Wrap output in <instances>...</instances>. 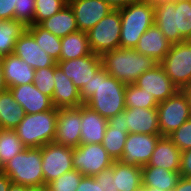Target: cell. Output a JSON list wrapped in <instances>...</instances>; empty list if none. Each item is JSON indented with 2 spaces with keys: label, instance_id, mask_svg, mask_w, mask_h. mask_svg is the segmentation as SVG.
Wrapping results in <instances>:
<instances>
[{
  "label": "cell",
  "instance_id": "obj_1",
  "mask_svg": "<svg viewBox=\"0 0 191 191\" xmlns=\"http://www.w3.org/2000/svg\"><path fill=\"white\" fill-rule=\"evenodd\" d=\"M127 84L109 75L102 67L80 90L82 103L108 120L118 119L126 109Z\"/></svg>",
  "mask_w": 191,
  "mask_h": 191
},
{
  "label": "cell",
  "instance_id": "obj_2",
  "mask_svg": "<svg viewBox=\"0 0 191 191\" xmlns=\"http://www.w3.org/2000/svg\"><path fill=\"white\" fill-rule=\"evenodd\" d=\"M154 24L171 44L191 40V0H169L154 5Z\"/></svg>",
  "mask_w": 191,
  "mask_h": 191
},
{
  "label": "cell",
  "instance_id": "obj_3",
  "mask_svg": "<svg viewBox=\"0 0 191 191\" xmlns=\"http://www.w3.org/2000/svg\"><path fill=\"white\" fill-rule=\"evenodd\" d=\"M101 62L109 75L125 84H134L139 76L159 64L134 48H117L106 52L101 56Z\"/></svg>",
  "mask_w": 191,
  "mask_h": 191
},
{
  "label": "cell",
  "instance_id": "obj_4",
  "mask_svg": "<svg viewBox=\"0 0 191 191\" xmlns=\"http://www.w3.org/2000/svg\"><path fill=\"white\" fill-rule=\"evenodd\" d=\"M119 10L120 48H135L143 33L154 25V6L149 2L138 0Z\"/></svg>",
  "mask_w": 191,
  "mask_h": 191
},
{
  "label": "cell",
  "instance_id": "obj_5",
  "mask_svg": "<svg viewBox=\"0 0 191 191\" xmlns=\"http://www.w3.org/2000/svg\"><path fill=\"white\" fill-rule=\"evenodd\" d=\"M58 118V109L25 114L20 124L14 129L26 148L42 147L53 142Z\"/></svg>",
  "mask_w": 191,
  "mask_h": 191
},
{
  "label": "cell",
  "instance_id": "obj_6",
  "mask_svg": "<svg viewBox=\"0 0 191 191\" xmlns=\"http://www.w3.org/2000/svg\"><path fill=\"white\" fill-rule=\"evenodd\" d=\"M2 172L14 184L31 188L44 187L41 147L25 148L3 166Z\"/></svg>",
  "mask_w": 191,
  "mask_h": 191
},
{
  "label": "cell",
  "instance_id": "obj_7",
  "mask_svg": "<svg viewBox=\"0 0 191 191\" xmlns=\"http://www.w3.org/2000/svg\"><path fill=\"white\" fill-rule=\"evenodd\" d=\"M121 14L113 9L87 32L91 51L98 56L120 48Z\"/></svg>",
  "mask_w": 191,
  "mask_h": 191
},
{
  "label": "cell",
  "instance_id": "obj_8",
  "mask_svg": "<svg viewBox=\"0 0 191 191\" xmlns=\"http://www.w3.org/2000/svg\"><path fill=\"white\" fill-rule=\"evenodd\" d=\"M161 136H169L191 118L189 102L182 90H178L157 106Z\"/></svg>",
  "mask_w": 191,
  "mask_h": 191
},
{
  "label": "cell",
  "instance_id": "obj_9",
  "mask_svg": "<svg viewBox=\"0 0 191 191\" xmlns=\"http://www.w3.org/2000/svg\"><path fill=\"white\" fill-rule=\"evenodd\" d=\"M179 90L191 83V40L172 44L159 63Z\"/></svg>",
  "mask_w": 191,
  "mask_h": 191
},
{
  "label": "cell",
  "instance_id": "obj_10",
  "mask_svg": "<svg viewBox=\"0 0 191 191\" xmlns=\"http://www.w3.org/2000/svg\"><path fill=\"white\" fill-rule=\"evenodd\" d=\"M102 144H80L73 148V167L83 176H94L113 165Z\"/></svg>",
  "mask_w": 191,
  "mask_h": 191
},
{
  "label": "cell",
  "instance_id": "obj_11",
  "mask_svg": "<svg viewBox=\"0 0 191 191\" xmlns=\"http://www.w3.org/2000/svg\"><path fill=\"white\" fill-rule=\"evenodd\" d=\"M44 187L49 182L70 172L73 167V148L50 142L41 147Z\"/></svg>",
  "mask_w": 191,
  "mask_h": 191
},
{
  "label": "cell",
  "instance_id": "obj_12",
  "mask_svg": "<svg viewBox=\"0 0 191 191\" xmlns=\"http://www.w3.org/2000/svg\"><path fill=\"white\" fill-rule=\"evenodd\" d=\"M82 104L75 108L58 109L53 142L76 148L81 144Z\"/></svg>",
  "mask_w": 191,
  "mask_h": 191
},
{
  "label": "cell",
  "instance_id": "obj_13",
  "mask_svg": "<svg viewBox=\"0 0 191 191\" xmlns=\"http://www.w3.org/2000/svg\"><path fill=\"white\" fill-rule=\"evenodd\" d=\"M161 135L129 133L120 162L143 167L148 164Z\"/></svg>",
  "mask_w": 191,
  "mask_h": 191
},
{
  "label": "cell",
  "instance_id": "obj_14",
  "mask_svg": "<svg viewBox=\"0 0 191 191\" xmlns=\"http://www.w3.org/2000/svg\"><path fill=\"white\" fill-rule=\"evenodd\" d=\"M57 65L79 90L102 68L101 56L95 53L77 59L58 61Z\"/></svg>",
  "mask_w": 191,
  "mask_h": 191
},
{
  "label": "cell",
  "instance_id": "obj_15",
  "mask_svg": "<svg viewBox=\"0 0 191 191\" xmlns=\"http://www.w3.org/2000/svg\"><path fill=\"white\" fill-rule=\"evenodd\" d=\"M79 31L88 32L114 8L104 0H70Z\"/></svg>",
  "mask_w": 191,
  "mask_h": 191
},
{
  "label": "cell",
  "instance_id": "obj_16",
  "mask_svg": "<svg viewBox=\"0 0 191 191\" xmlns=\"http://www.w3.org/2000/svg\"><path fill=\"white\" fill-rule=\"evenodd\" d=\"M134 84L145 89L148 94H153L157 103L163 102L179 90L160 64L144 72Z\"/></svg>",
  "mask_w": 191,
  "mask_h": 191
},
{
  "label": "cell",
  "instance_id": "obj_17",
  "mask_svg": "<svg viewBox=\"0 0 191 191\" xmlns=\"http://www.w3.org/2000/svg\"><path fill=\"white\" fill-rule=\"evenodd\" d=\"M118 120L129 133L161 135L156 108H126Z\"/></svg>",
  "mask_w": 191,
  "mask_h": 191
},
{
  "label": "cell",
  "instance_id": "obj_18",
  "mask_svg": "<svg viewBox=\"0 0 191 191\" xmlns=\"http://www.w3.org/2000/svg\"><path fill=\"white\" fill-rule=\"evenodd\" d=\"M13 53L34 70L52 67L57 63L39 47L27 30L16 40Z\"/></svg>",
  "mask_w": 191,
  "mask_h": 191
},
{
  "label": "cell",
  "instance_id": "obj_19",
  "mask_svg": "<svg viewBox=\"0 0 191 191\" xmlns=\"http://www.w3.org/2000/svg\"><path fill=\"white\" fill-rule=\"evenodd\" d=\"M54 80L55 86L51 99L53 107L57 109L75 108L83 104L80 90L63 73L57 63L54 65Z\"/></svg>",
  "mask_w": 191,
  "mask_h": 191
},
{
  "label": "cell",
  "instance_id": "obj_20",
  "mask_svg": "<svg viewBox=\"0 0 191 191\" xmlns=\"http://www.w3.org/2000/svg\"><path fill=\"white\" fill-rule=\"evenodd\" d=\"M9 90L25 114L44 112L53 108L51 98L39 91L33 83L11 87Z\"/></svg>",
  "mask_w": 191,
  "mask_h": 191
},
{
  "label": "cell",
  "instance_id": "obj_21",
  "mask_svg": "<svg viewBox=\"0 0 191 191\" xmlns=\"http://www.w3.org/2000/svg\"><path fill=\"white\" fill-rule=\"evenodd\" d=\"M1 68L7 89L34 82L35 70L14 53L1 57Z\"/></svg>",
  "mask_w": 191,
  "mask_h": 191
},
{
  "label": "cell",
  "instance_id": "obj_22",
  "mask_svg": "<svg viewBox=\"0 0 191 191\" xmlns=\"http://www.w3.org/2000/svg\"><path fill=\"white\" fill-rule=\"evenodd\" d=\"M171 46L172 44L154 24L143 33L134 49L160 63L170 51Z\"/></svg>",
  "mask_w": 191,
  "mask_h": 191
},
{
  "label": "cell",
  "instance_id": "obj_23",
  "mask_svg": "<svg viewBox=\"0 0 191 191\" xmlns=\"http://www.w3.org/2000/svg\"><path fill=\"white\" fill-rule=\"evenodd\" d=\"M108 119L82 104L81 144H102Z\"/></svg>",
  "mask_w": 191,
  "mask_h": 191
},
{
  "label": "cell",
  "instance_id": "obj_24",
  "mask_svg": "<svg viewBox=\"0 0 191 191\" xmlns=\"http://www.w3.org/2000/svg\"><path fill=\"white\" fill-rule=\"evenodd\" d=\"M182 151L168 136H161L156 143L151 159L145 166L162 167L166 170L179 172Z\"/></svg>",
  "mask_w": 191,
  "mask_h": 191
},
{
  "label": "cell",
  "instance_id": "obj_25",
  "mask_svg": "<svg viewBox=\"0 0 191 191\" xmlns=\"http://www.w3.org/2000/svg\"><path fill=\"white\" fill-rule=\"evenodd\" d=\"M181 174L166 170L162 167L143 166L142 186L157 188L163 191H173L177 186Z\"/></svg>",
  "mask_w": 191,
  "mask_h": 191
},
{
  "label": "cell",
  "instance_id": "obj_26",
  "mask_svg": "<svg viewBox=\"0 0 191 191\" xmlns=\"http://www.w3.org/2000/svg\"><path fill=\"white\" fill-rule=\"evenodd\" d=\"M128 134L127 127L118 119L108 121L102 145L114 161L121 159Z\"/></svg>",
  "mask_w": 191,
  "mask_h": 191
},
{
  "label": "cell",
  "instance_id": "obj_27",
  "mask_svg": "<svg viewBox=\"0 0 191 191\" xmlns=\"http://www.w3.org/2000/svg\"><path fill=\"white\" fill-rule=\"evenodd\" d=\"M113 180L116 191H135L142 186V167L114 161Z\"/></svg>",
  "mask_w": 191,
  "mask_h": 191
},
{
  "label": "cell",
  "instance_id": "obj_28",
  "mask_svg": "<svg viewBox=\"0 0 191 191\" xmlns=\"http://www.w3.org/2000/svg\"><path fill=\"white\" fill-rule=\"evenodd\" d=\"M39 25L59 38L79 31L73 10L68 4L50 18L42 21Z\"/></svg>",
  "mask_w": 191,
  "mask_h": 191
},
{
  "label": "cell",
  "instance_id": "obj_29",
  "mask_svg": "<svg viewBox=\"0 0 191 191\" xmlns=\"http://www.w3.org/2000/svg\"><path fill=\"white\" fill-rule=\"evenodd\" d=\"M25 116V111L9 89L0 92V129L14 130Z\"/></svg>",
  "mask_w": 191,
  "mask_h": 191
},
{
  "label": "cell",
  "instance_id": "obj_30",
  "mask_svg": "<svg viewBox=\"0 0 191 191\" xmlns=\"http://www.w3.org/2000/svg\"><path fill=\"white\" fill-rule=\"evenodd\" d=\"M91 53L87 32L77 31L61 38L60 61L81 58Z\"/></svg>",
  "mask_w": 191,
  "mask_h": 191
},
{
  "label": "cell",
  "instance_id": "obj_31",
  "mask_svg": "<svg viewBox=\"0 0 191 191\" xmlns=\"http://www.w3.org/2000/svg\"><path fill=\"white\" fill-rule=\"evenodd\" d=\"M26 28L22 22L16 19L0 20V57L13 53L16 40Z\"/></svg>",
  "mask_w": 191,
  "mask_h": 191
},
{
  "label": "cell",
  "instance_id": "obj_32",
  "mask_svg": "<svg viewBox=\"0 0 191 191\" xmlns=\"http://www.w3.org/2000/svg\"><path fill=\"white\" fill-rule=\"evenodd\" d=\"M39 47L56 62L60 61L61 38L42 28L39 24L27 26Z\"/></svg>",
  "mask_w": 191,
  "mask_h": 191
},
{
  "label": "cell",
  "instance_id": "obj_33",
  "mask_svg": "<svg viewBox=\"0 0 191 191\" xmlns=\"http://www.w3.org/2000/svg\"><path fill=\"white\" fill-rule=\"evenodd\" d=\"M25 148L15 130L0 129V163L2 167Z\"/></svg>",
  "mask_w": 191,
  "mask_h": 191
},
{
  "label": "cell",
  "instance_id": "obj_34",
  "mask_svg": "<svg viewBox=\"0 0 191 191\" xmlns=\"http://www.w3.org/2000/svg\"><path fill=\"white\" fill-rule=\"evenodd\" d=\"M126 108H157L158 103L153 94L147 93L145 89L139 88L135 84H127L125 89Z\"/></svg>",
  "mask_w": 191,
  "mask_h": 191
},
{
  "label": "cell",
  "instance_id": "obj_35",
  "mask_svg": "<svg viewBox=\"0 0 191 191\" xmlns=\"http://www.w3.org/2000/svg\"><path fill=\"white\" fill-rule=\"evenodd\" d=\"M67 4L66 0H35L34 24H40L50 18Z\"/></svg>",
  "mask_w": 191,
  "mask_h": 191
},
{
  "label": "cell",
  "instance_id": "obj_36",
  "mask_svg": "<svg viewBox=\"0 0 191 191\" xmlns=\"http://www.w3.org/2000/svg\"><path fill=\"white\" fill-rule=\"evenodd\" d=\"M82 177L81 173L73 169L46 184V191H76Z\"/></svg>",
  "mask_w": 191,
  "mask_h": 191
},
{
  "label": "cell",
  "instance_id": "obj_37",
  "mask_svg": "<svg viewBox=\"0 0 191 191\" xmlns=\"http://www.w3.org/2000/svg\"><path fill=\"white\" fill-rule=\"evenodd\" d=\"M33 84L39 91L52 99L55 86L54 66L35 70Z\"/></svg>",
  "mask_w": 191,
  "mask_h": 191
},
{
  "label": "cell",
  "instance_id": "obj_38",
  "mask_svg": "<svg viewBox=\"0 0 191 191\" xmlns=\"http://www.w3.org/2000/svg\"><path fill=\"white\" fill-rule=\"evenodd\" d=\"M35 0H17L14 8V19L26 27L34 25Z\"/></svg>",
  "mask_w": 191,
  "mask_h": 191
},
{
  "label": "cell",
  "instance_id": "obj_39",
  "mask_svg": "<svg viewBox=\"0 0 191 191\" xmlns=\"http://www.w3.org/2000/svg\"><path fill=\"white\" fill-rule=\"evenodd\" d=\"M168 137L181 151L191 149V118Z\"/></svg>",
  "mask_w": 191,
  "mask_h": 191
},
{
  "label": "cell",
  "instance_id": "obj_40",
  "mask_svg": "<svg viewBox=\"0 0 191 191\" xmlns=\"http://www.w3.org/2000/svg\"><path fill=\"white\" fill-rule=\"evenodd\" d=\"M100 182L102 191H116L115 180H113V165L93 176Z\"/></svg>",
  "mask_w": 191,
  "mask_h": 191
},
{
  "label": "cell",
  "instance_id": "obj_41",
  "mask_svg": "<svg viewBox=\"0 0 191 191\" xmlns=\"http://www.w3.org/2000/svg\"><path fill=\"white\" fill-rule=\"evenodd\" d=\"M17 0H0V20L14 19V8Z\"/></svg>",
  "mask_w": 191,
  "mask_h": 191
},
{
  "label": "cell",
  "instance_id": "obj_42",
  "mask_svg": "<svg viewBox=\"0 0 191 191\" xmlns=\"http://www.w3.org/2000/svg\"><path fill=\"white\" fill-rule=\"evenodd\" d=\"M76 191H102L100 182L92 176H83Z\"/></svg>",
  "mask_w": 191,
  "mask_h": 191
},
{
  "label": "cell",
  "instance_id": "obj_43",
  "mask_svg": "<svg viewBox=\"0 0 191 191\" xmlns=\"http://www.w3.org/2000/svg\"><path fill=\"white\" fill-rule=\"evenodd\" d=\"M179 173L183 177H191V149L182 151Z\"/></svg>",
  "mask_w": 191,
  "mask_h": 191
},
{
  "label": "cell",
  "instance_id": "obj_44",
  "mask_svg": "<svg viewBox=\"0 0 191 191\" xmlns=\"http://www.w3.org/2000/svg\"><path fill=\"white\" fill-rule=\"evenodd\" d=\"M173 191H191V177L181 176Z\"/></svg>",
  "mask_w": 191,
  "mask_h": 191
},
{
  "label": "cell",
  "instance_id": "obj_45",
  "mask_svg": "<svg viewBox=\"0 0 191 191\" xmlns=\"http://www.w3.org/2000/svg\"><path fill=\"white\" fill-rule=\"evenodd\" d=\"M114 9H119L121 7L128 6L130 3H134L138 0H104Z\"/></svg>",
  "mask_w": 191,
  "mask_h": 191
},
{
  "label": "cell",
  "instance_id": "obj_46",
  "mask_svg": "<svg viewBox=\"0 0 191 191\" xmlns=\"http://www.w3.org/2000/svg\"><path fill=\"white\" fill-rule=\"evenodd\" d=\"M11 183L12 181L9 179V177L5 173L1 172L0 173V191H8Z\"/></svg>",
  "mask_w": 191,
  "mask_h": 191
},
{
  "label": "cell",
  "instance_id": "obj_47",
  "mask_svg": "<svg viewBox=\"0 0 191 191\" xmlns=\"http://www.w3.org/2000/svg\"><path fill=\"white\" fill-rule=\"evenodd\" d=\"M31 189L32 188L28 187V186L11 183V185L9 186L8 191H30Z\"/></svg>",
  "mask_w": 191,
  "mask_h": 191
},
{
  "label": "cell",
  "instance_id": "obj_48",
  "mask_svg": "<svg viewBox=\"0 0 191 191\" xmlns=\"http://www.w3.org/2000/svg\"><path fill=\"white\" fill-rule=\"evenodd\" d=\"M181 90L185 94V96L189 102L190 110H191V83L186 85L185 87H183Z\"/></svg>",
  "mask_w": 191,
  "mask_h": 191
},
{
  "label": "cell",
  "instance_id": "obj_49",
  "mask_svg": "<svg viewBox=\"0 0 191 191\" xmlns=\"http://www.w3.org/2000/svg\"><path fill=\"white\" fill-rule=\"evenodd\" d=\"M6 86L3 80V75H2V68H1V57H0V92L6 90Z\"/></svg>",
  "mask_w": 191,
  "mask_h": 191
},
{
  "label": "cell",
  "instance_id": "obj_50",
  "mask_svg": "<svg viewBox=\"0 0 191 191\" xmlns=\"http://www.w3.org/2000/svg\"><path fill=\"white\" fill-rule=\"evenodd\" d=\"M143 1L149 2L151 5L154 6V5L158 4V3H162L164 1H169V0H143Z\"/></svg>",
  "mask_w": 191,
  "mask_h": 191
},
{
  "label": "cell",
  "instance_id": "obj_51",
  "mask_svg": "<svg viewBox=\"0 0 191 191\" xmlns=\"http://www.w3.org/2000/svg\"><path fill=\"white\" fill-rule=\"evenodd\" d=\"M30 191H46V187L32 188Z\"/></svg>",
  "mask_w": 191,
  "mask_h": 191
},
{
  "label": "cell",
  "instance_id": "obj_52",
  "mask_svg": "<svg viewBox=\"0 0 191 191\" xmlns=\"http://www.w3.org/2000/svg\"><path fill=\"white\" fill-rule=\"evenodd\" d=\"M135 191H148V187L141 186L138 189H136Z\"/></svg>",
  "mask_w": 191,
  "mask_h": 191
},
{
  "label": "cell",
  "instance_id": "obj_53",
  "mask_svg": "<svg viewBox=\"0 0 191 191\" xmlns=\"http://www.w3.org/2000/svg\"><path fill=\"white\" fill-rule=\"evenodd\" d=\"M148 191H163L157 188L148 187Z\"/></svg>",
  "mask_w": 191,
  "mask_h": 191
},
{
  "label": "cell",
  "instance_id": "obj_54",
  "mask_svg": "<svg viewBox=\"0 0 191 191\" xmlns=\"http://www.w3.org/2000/svg\"><path fill=\"white\" fill-rule=\"evenodd\" d=\"M2 170H3V167H2V165L0 163V173L2 172Z\"/></svg>",
  "mask_w": 191,
  "mask_h": 191
}]
</instances>
